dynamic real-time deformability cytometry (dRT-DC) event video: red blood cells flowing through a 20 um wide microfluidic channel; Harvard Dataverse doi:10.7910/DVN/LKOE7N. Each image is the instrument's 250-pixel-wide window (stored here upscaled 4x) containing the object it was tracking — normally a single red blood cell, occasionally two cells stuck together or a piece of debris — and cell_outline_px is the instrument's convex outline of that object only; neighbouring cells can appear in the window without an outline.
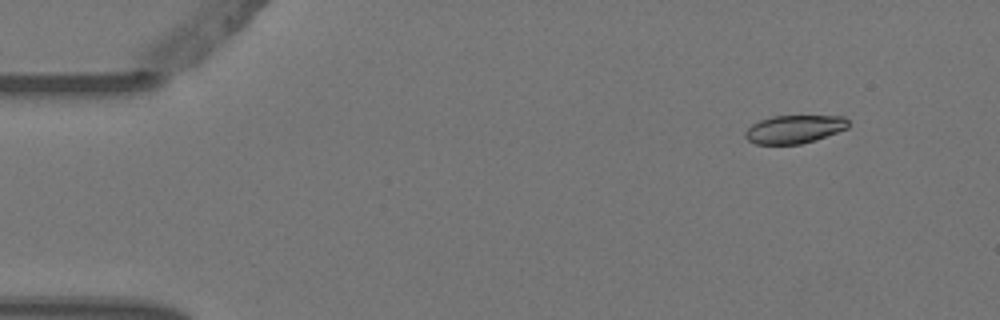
{"species": "Egyptian fruit bat (a non-hibernating species)", "species_latin": "Rousettus aegyptiacus", "temperature_condition": "warm", "stored_images_in_passage": 8, "camera_frame_rate_fps": 3000, "um_per_image_px": 0.085, "animal": {"sex": "female"}, "frame": {"image": 1, "passage_image": 2, "time_ms": 0.333, "image_size_px": [1000, 320], "cell_outline_px": [[848, 128], [816, 140], [800, 144], [756, 144], [748, 140], [744, 136], [744, 132], [752, 124], [760, 120], [772, 116], [844, 116], [848, 120]], "centroid_in_image_um": [67.51, 10.98], "position_along_channel_um": 17.5, "area_um2": 16.94}}
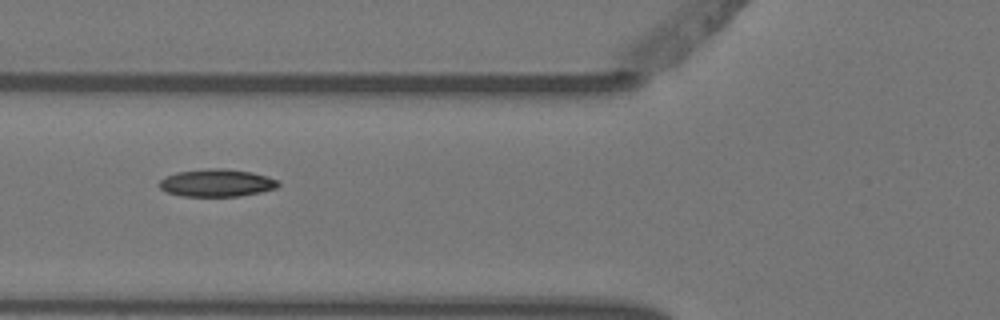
{"frame": {"image": 2, "passage_image": 6, "time_ms": 1.667, "image_size_px": [1000, 320], "cell_outline_px": [[280, 184], [276, 188], [260, 192], [240, 196], [180, 196], [164, 192], [156, 184], [160, 180], [176, 172], [208, 168], [224, 168], [252, 172], [268, 176], [276, 180]], "centroid_in_image_um": [18.38, 15.55], "position_along_channel_um": 107.4, "area_um2": 19.25}}
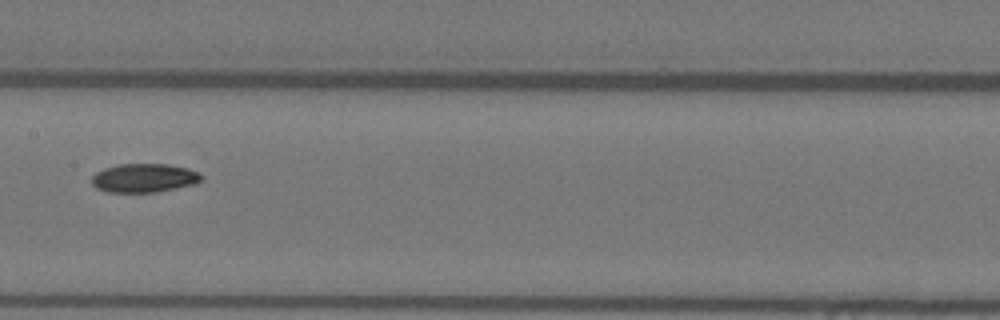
{"frame": {"image": 3, "passage_image": 8, "time_ms": 2.333, "image_size_px": [1000, 320], "cell_outline_px": [[204, 180], [196, 184], [156, 192], [108, 192], [96, 188], [92, 184], [92, 176], [96, 172], [104, 168], [120, 164], [168, 164], [188, 168], [200, 172], [204, 176]], "centroid_in_image_um": [12.3, 15.12], "position_along_channel_um": 195.1, "area_um2": 18.61}}